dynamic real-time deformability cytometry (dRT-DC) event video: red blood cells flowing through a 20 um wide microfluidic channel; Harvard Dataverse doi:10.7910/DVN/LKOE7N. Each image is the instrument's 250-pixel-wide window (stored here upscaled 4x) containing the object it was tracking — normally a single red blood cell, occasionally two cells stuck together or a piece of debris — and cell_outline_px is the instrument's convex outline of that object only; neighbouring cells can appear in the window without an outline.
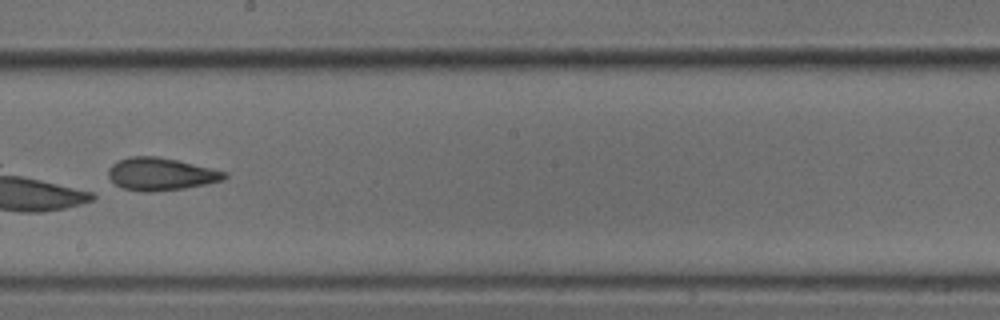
{"species": "common noctule bat (a hibernating species)", "species_latin": "Nyctalus noctula", "temperature_condition": "cold", "stored_images_in_passage": 36, "camera_frame_rate_fps": 3000, "um_per_image_px": 0.085, "animal": {"sex": "male", "body_mass_g": 18.8}, "frame": {"image": 1, "passage_image": 16, "time_ms": 5.0, "image_size_px": [1000, 320], "cell_outline_px": [[228, 176], [224, 180], [184, 188], [152, 192], [140, 192], [124, 188], [116, 184], [108, 176], [108, 168], [112, 164], [128, 156], [156, 156], [176, 160], [228, 172]], "centroid_in_image_um": [13.66, 14.8], "position_along_channel_um": 234.5, "area_um2": 21.96}}